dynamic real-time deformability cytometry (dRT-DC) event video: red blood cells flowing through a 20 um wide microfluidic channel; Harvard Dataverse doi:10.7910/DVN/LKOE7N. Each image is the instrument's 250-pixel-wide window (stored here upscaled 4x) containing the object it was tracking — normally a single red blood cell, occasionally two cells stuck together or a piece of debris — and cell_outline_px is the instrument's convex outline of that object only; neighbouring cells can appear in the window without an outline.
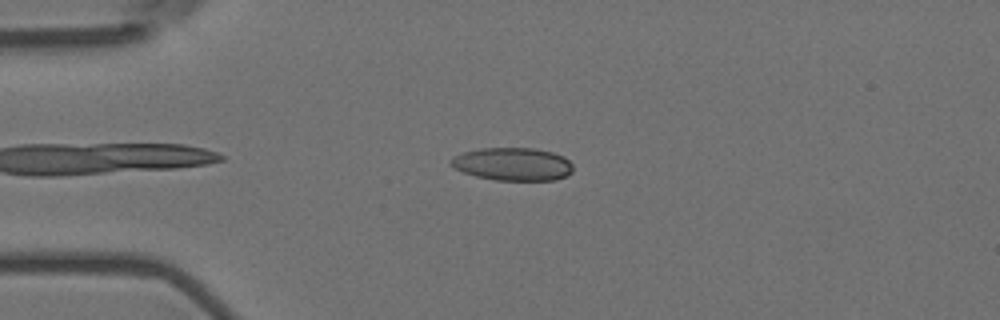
{"species": "Egyptian fruit bat (a non-hibernating species)", "species_latin": "Rousettus aegyptiacus", "temperature_condition": "room temperature", "stored_images_in_passage": 6, "camera_frame_rate_fps": 3000, "um_per_image_px": 0.085, "animal": {"sex": "female"}, "frame": {"image": 1, "passage_image": 1, "time_ms": 0.0, "image_size_px": [1000, 320], "cell_outline_px": [[572, 172], [556, 180], [496, 180], [476, 176], [464, 172], [448, 164], [452, 156], [464, 152], [480, 148], [532, 148], [552, 152], [564, 156], [572, 164]], "centroid_in_image_um": [43.57, 13.94], "position_along_channel_um": 41.4, "area_um2": 23.41}}
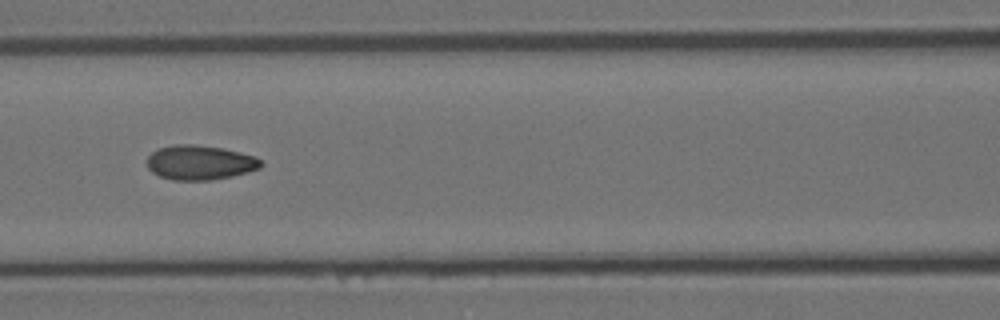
{"frame": {"image": 2, "passage_image": 4, "time_ms": 1.0, "image_size_px": [1000, 320], "cell_outline_px": [[264, 164], [260, 168], [248, 172], [232, 176], [212, 180], [172, 180], [160, 176], [152, 172], [148, 168], [148, 156], [152, 152], [160, 148], [176, 144], [192, 144], [224, 148], [256, 156]], "centroid_in_image_um": [17.02, 13.82], "position_along_channel_um": 149.6, "area_um2": 23.0}}
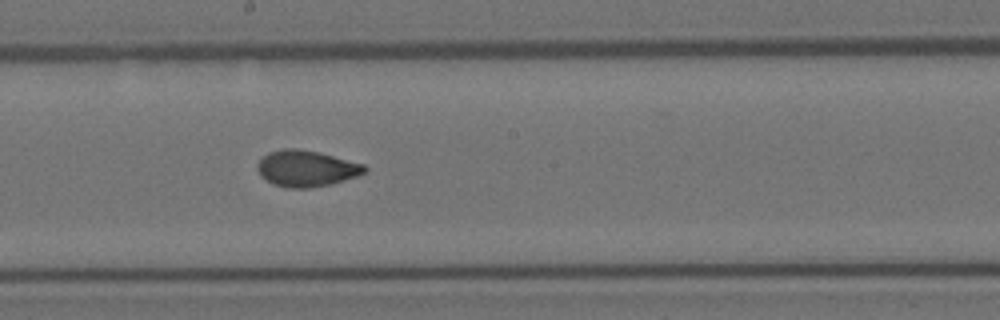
{"frame": {"image": 3, "passage_image": 6, "time_ms": 1.667, "image_size_px": [1000, 320], "cell_outline_px": [[368, 168], [364, 172], [356, 176], [328, 184], [312, 188], [288, 188], [272, 184], [260, 176], [256, 168], [256, 164], [268, 152], [284, 148], [296, 148], [316, 152], [364, 164]], "centroid_in_image_um": [25.97, 14.32], "position_along_channel_um": 222.2, "area_um2": 22.43}}